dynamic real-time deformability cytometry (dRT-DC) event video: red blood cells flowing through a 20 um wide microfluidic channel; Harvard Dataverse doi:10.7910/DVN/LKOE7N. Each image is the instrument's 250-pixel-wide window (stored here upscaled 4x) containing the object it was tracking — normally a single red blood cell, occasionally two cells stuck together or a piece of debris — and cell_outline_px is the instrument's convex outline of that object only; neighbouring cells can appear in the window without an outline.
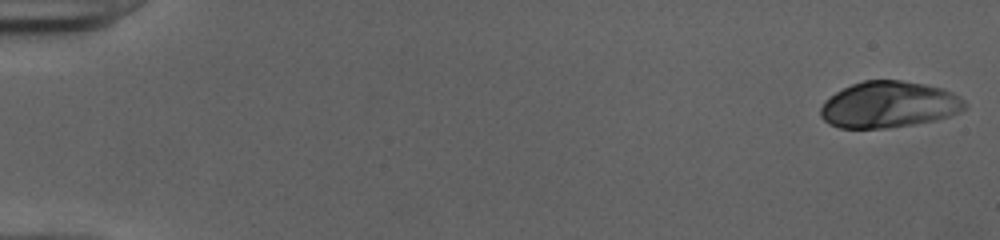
{"species": "human", "species_latin": "Homo sapiens", "temperature_condition": "cold", "stored_images_in_passage": 51, "camera_frame_rate_fps": 3000, "um_per_image_px": 0.085, "donor": {"sex": "female"}, "frame": {"image": 1, "passage_image": 1, "time_ms": 0.0, "image_size_px": [1000, 240], "cell_outline_px": [[964, 108], [960, 112], [936, 120], [912, 124], [884, 128], [840, 128], [828, 124], [820, 116], [820, 108], [824, 100], [836, 92], [852, 84], [864, 80], [900, 80], [924, 84], [944, 88], [960, 96], [964, 100]], "centroid_in_image_um": [75.53, 8.89], "position_along_channel_um": 9.5, "area_um2": 38.96}}
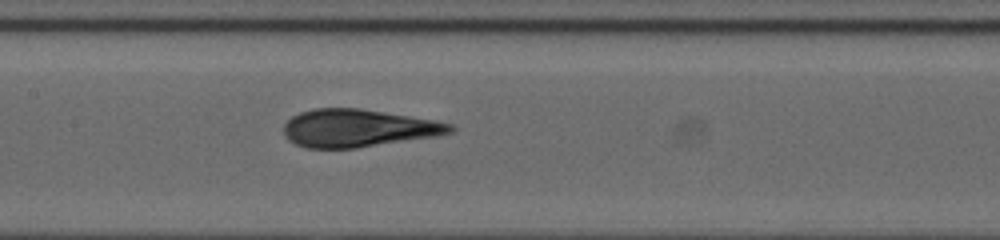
{"frame": {"image": 2, "passage_image": 26, "time_ms": 8.333, "image_size_px": [1000, 240], "cell_outline_px": [[456, 128], [452, 132], [436, 136], [356, 148], [308, 148], [296, 144], [288, 140], [284, 136], [284, 124], [292, 116], [300, 112], [312, 108], [360, 108], [436, 120], [452, 124]], "centroid_in_image_um": [30.43, 10.89], "position_along_channel_um": 177.0, "area_um2": 36.65}}
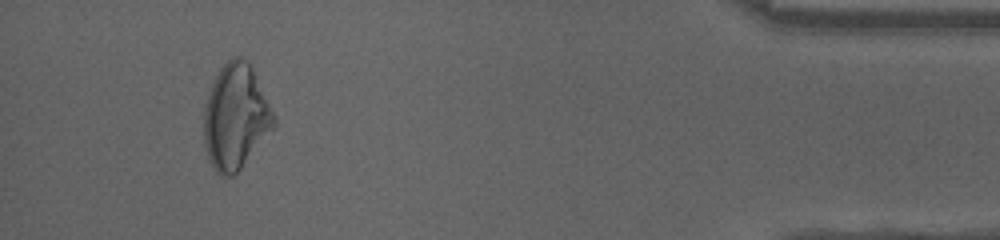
{"frame": {"image": 3, "passage_image": 48, "time_ms": 15.667, "image_size_px": [1000, 240], "cell_outline_px": [[276, 124], [240, 168], [232, 176], [220, 176], [212, 168], [208, 160], [204, 144], [204, 108], [212, 84], [220, 68], [232, 56], [240, 56], [248, 60], [276, 116]], "centroid_in_image_um": [20.02, 9.93], "position_along_channel_um": 415.2, "area_um2": 42.54}, "authors_computed_cell_mechanics": {"area_um2": 37.4544, "velocity_mm_per_s": 4.0045, "shape_relaxation_time_tau1_ms": 8.304, "shape_relaxation_time_tau2_ms": 1.1785, "deformation_change_tau1": 0.2583, "deformation_change_tau2": 0.0619}}